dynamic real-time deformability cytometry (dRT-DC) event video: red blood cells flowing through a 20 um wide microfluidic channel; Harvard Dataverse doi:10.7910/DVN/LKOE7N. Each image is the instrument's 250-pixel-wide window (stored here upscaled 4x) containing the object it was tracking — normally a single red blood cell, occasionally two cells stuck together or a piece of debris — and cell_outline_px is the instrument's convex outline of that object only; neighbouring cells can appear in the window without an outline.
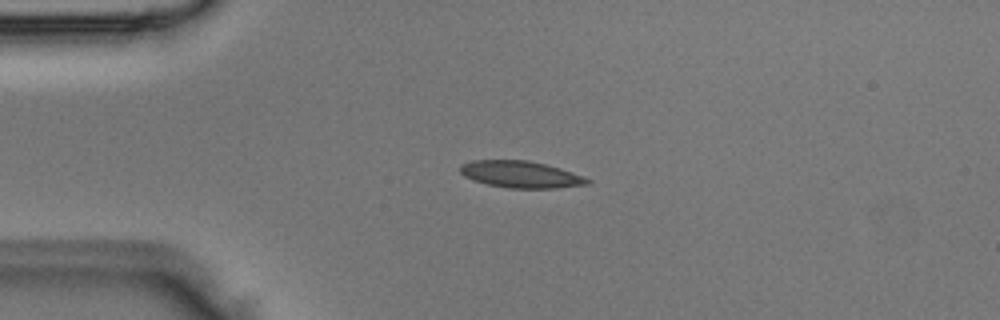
{"species": "Egyptian fruit bat (a non-hibernating species)", "species_latin": "Rousettus aegyptiacus", "temperature_condition": "room temperature", "stored_images_in_passage": 3, "camera_frame_rate_fps": 3000, "um_per_image_px": 0.085, "animal": {"sex": "male"}, "frame": {"image": 1, "passage_image": 2, "time_ms": 0.333, "image_size_px": [1000, 320], "cell_outline_px": [[592, 180], [588, 184], [556, 188], [508, 188], [488, 184], [472, 180], [464, 176], [460, 172], [460, 164], [472, 160], [528, 160], [560, 168], [584, 176]], "centroid_in_image_um": [44.25, 14.82], "position_along_channel_um": 40.8, "area_um2": 19.88}}